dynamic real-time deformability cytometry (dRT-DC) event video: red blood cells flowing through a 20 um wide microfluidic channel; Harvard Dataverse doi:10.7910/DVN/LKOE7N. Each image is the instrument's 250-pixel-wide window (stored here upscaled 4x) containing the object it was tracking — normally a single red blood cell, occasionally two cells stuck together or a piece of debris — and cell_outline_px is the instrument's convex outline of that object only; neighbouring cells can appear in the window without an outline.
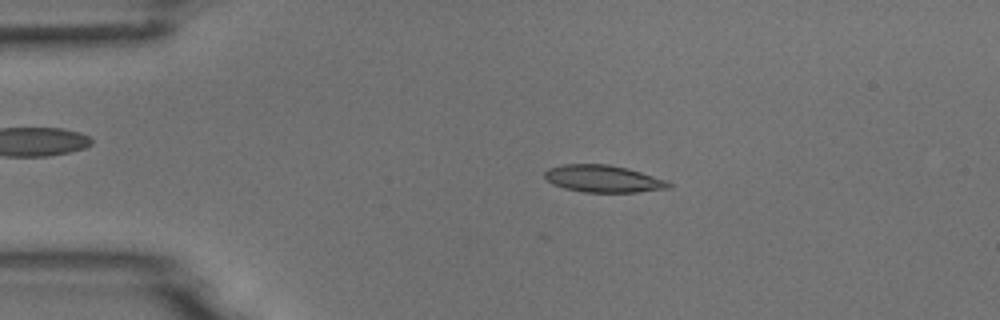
{"species": "common noctule bat (a hibernating species)", "species_latin": "Nyctalus noctula", "temperature_condition": "room temperature", "stored_images_in_passage": 3, "camera_frame_rate_fps": 3000, "um_per_image_px": 0.085, "animal": {"sex": "male", "body_mass_g": 18.8}, "frame": {"image": 1, "passage_image": 2, "time_ms": 1.0, "image_size_px": [1000, 320], "cell_outline_px": [[672, 188], [636, 192], [584, 192], [564, 188], [552, 184], [544, 176], [544, 172], [548, 168], [564, 164], [608, 164], [628, 168], [668, 180], [672, 184]], "centroid_in_image_um": [51.3, 15.19], "position_along_channel_um": 33.7, "area_um2": 19.77}}
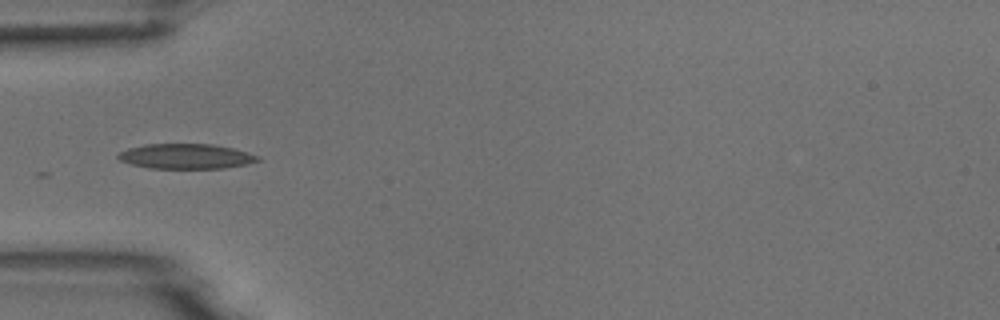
{"frame": {"image": 2, "passage_image": 3, "time_ms": 3.0, "image_size_px": [1000, 320], "cell_outline_px": [[260, 160], [248, 164], [224, 168], [148, 168], [132, 164], [120, 160], [116, 156], [120, 152], [128, 148], [144, 144], [212, 144], [232, 148], [260, 156]], "centroid_in_image_um": [15.81, 13.28], "position_along_channel_um": 69.2, "area_um2": 20.29}}